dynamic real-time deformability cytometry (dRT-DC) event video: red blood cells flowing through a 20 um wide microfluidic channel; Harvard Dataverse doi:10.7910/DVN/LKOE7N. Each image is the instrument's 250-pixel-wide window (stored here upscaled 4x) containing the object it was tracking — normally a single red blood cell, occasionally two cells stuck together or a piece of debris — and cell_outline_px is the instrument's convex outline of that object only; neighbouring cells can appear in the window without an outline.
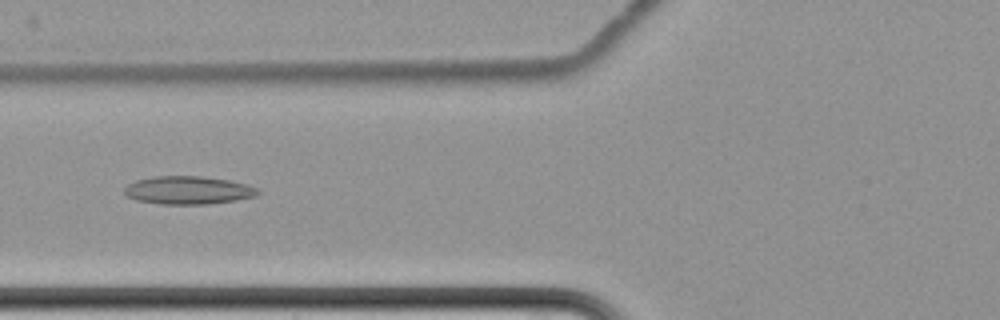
{"species": "common noctule bat (a hibernating species)", "species_latin": "Nyctalus noctula", "temperature_condition": "cold", "stored_images_in_passage": 9, "camera_frame_rate_fps": 3000, "um_per_image_px": 0.085, "animal": {"sex": "female", "body_mass_g": 22.7, "forearm_length_mm": 54.2}, "frame": {"image": 1, "passage_image": 8, "time_ms": 9.333, "image_size_px": [1000, 320], "cell_outline_px": [[260, 192], [256, 196], [236, 200], [208, 204], [160, 204], [136, 200], [124, 196], [124, 188], [128, 184], [136, 180], [156, 176], [200, 176], [228, 180], [248, 184], [256, 188]], "centroid_in_image_um": [15.97, 16.17], "position_along_channel_um": 109.8, "area_um2": 21.91}}
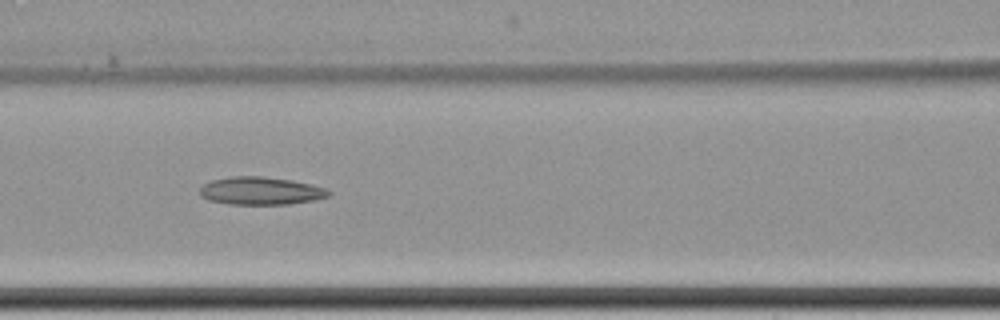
{"frame": {"image": 2, "passage_image": 9, "time_ms": 10.333, "image_size_px": [1000, 320], "cell_outline_px": [[332, 196], [312, 200], [288, 204], [228, 204], [208, 200], [200, 196], [200, 188], [204, 184], [212, 180], [232, 176], [264, 176], [292, 180], [324, 188], [332, 192]], "centroid_in_image_um": [22.15, 16.22], "position_along_channel_um": 144.5, "area_um2": 20.87}}